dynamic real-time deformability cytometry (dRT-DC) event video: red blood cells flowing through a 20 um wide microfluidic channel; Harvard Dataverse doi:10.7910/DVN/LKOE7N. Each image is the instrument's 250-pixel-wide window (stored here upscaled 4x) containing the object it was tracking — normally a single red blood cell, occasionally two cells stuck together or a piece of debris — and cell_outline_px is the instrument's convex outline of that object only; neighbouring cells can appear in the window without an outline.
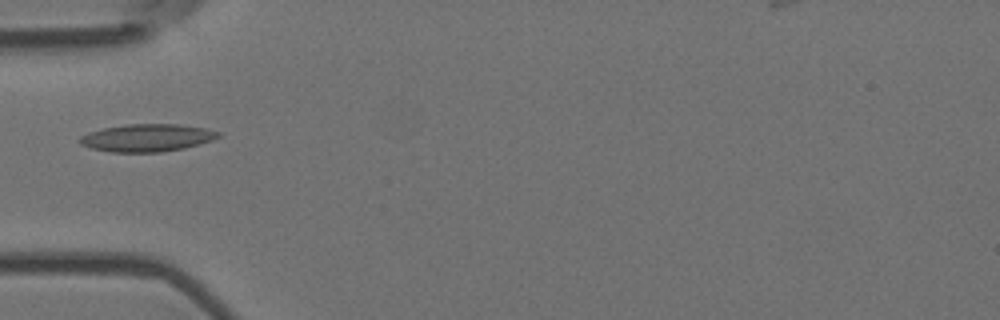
{"species": "Egyptian fruit bat (a non-hibernating species)", "species_latin": "Rousettus aegyptiacus", "temperature_condition": "room temperature", "stored_images_in_passage": 6, "camera_frame_rate_fps": 3000, "um_per_image_px": 0.085, "animal": {"sex": "female"}, "frame": {"image": 1, "passage_image": 5, "time_ms": 1.333, "image_size_px": [1000, 320], "cell_outline_px": [[220, 136], [212, 140], [200, 144], [184, 148], [160, 152], [112, 152], [92, 148], [80, 144], [76, 140], [80, 136], [104, 128], [124, 124], [180, 124], [204, 128], [220, 132]], "centroid_in_image_um": [12.5, 11.71], "position_along_channel_um": 72.5, "area_um2": 22.2}}
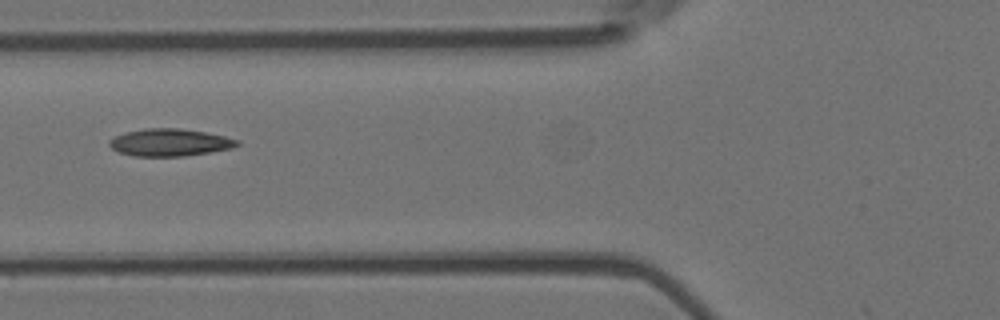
{"frame": {"image": 2, "passage_image": 6, "time_ms": 1.667, "image_size_px": [1000, 320], "cell_outline_px": [[240, 144], [232, 148], [184, 156], [132, 156], [120, 152], [112, 148], [108, 144], [108, 140], [124, 132], [144, 128], [180, 128], [204, 132], [224, 136], [240, 140]], "centroid_in_image_um": [14.41, 12.1], "position_along_channel_um": 111.4, "area_um2": 20.35}}